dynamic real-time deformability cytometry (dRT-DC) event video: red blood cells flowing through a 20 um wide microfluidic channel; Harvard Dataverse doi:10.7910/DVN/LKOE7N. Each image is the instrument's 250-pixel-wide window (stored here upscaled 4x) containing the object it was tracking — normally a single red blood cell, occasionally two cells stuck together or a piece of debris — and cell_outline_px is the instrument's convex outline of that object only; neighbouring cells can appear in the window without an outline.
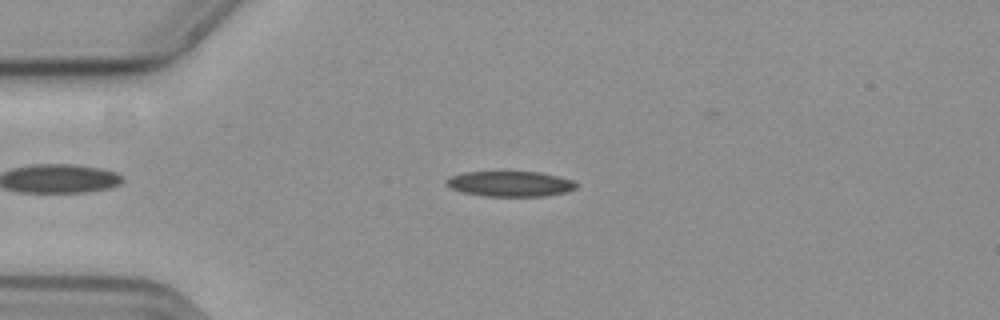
{"species": "common noctule bat (a hibernating species)", "species_latin": "Nyctalus noctula", "temperature_condition": "cold", "stored_images_in_passage": 49, "camera_frame_rate_fps": 3000, "um_per_image_px": 0.085, "animal": {"sex": "female", "body_mass_g": 19.3, "forearm_length_mm": 54.1}, "frame": {"image": 1, "passage_image": 11, "time_ms": 3.333, "image_size_px": [1000, 320], "cell_outline_px": [[576, 188], [568, 192], [548, 196], [484, 196], [460, 192], [444, 184], [444, 180], [448, 176], [464, 172], [540, 172], [572, 180], [576, 184]], "centroid_in_image_um": [43.31, 15.63], "position_along_channel_um": 41.7, "area_um2": 19.36}}
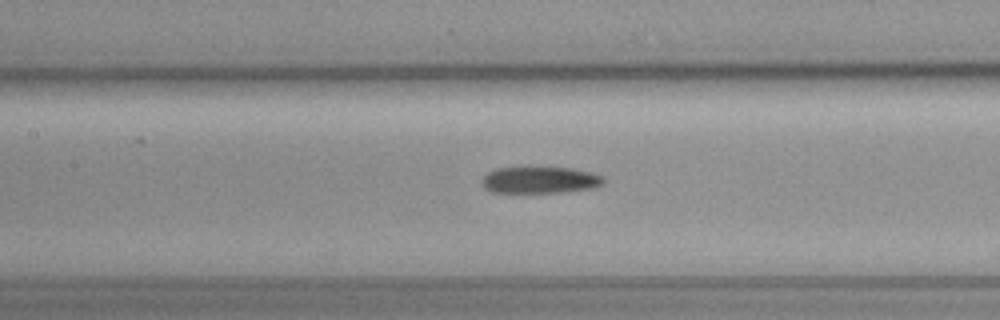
{"frame": {"image": 2, "passage_image": 23, "time_ms": 7.333, "image_size_px": [1000, 320], "cell_outline_px": [[604, 184], [592, 188], [564, 192], [492, 192], [484, 188], [480, 180], [488, 172], [496, 168], [528, 164], [536, 164], [572, 168], [592, 172], [604, 176]], "centroid_in_image_um": [45.88, 15.23], "position_along_channel_um": 161.5, "area_um2": 20.06}}
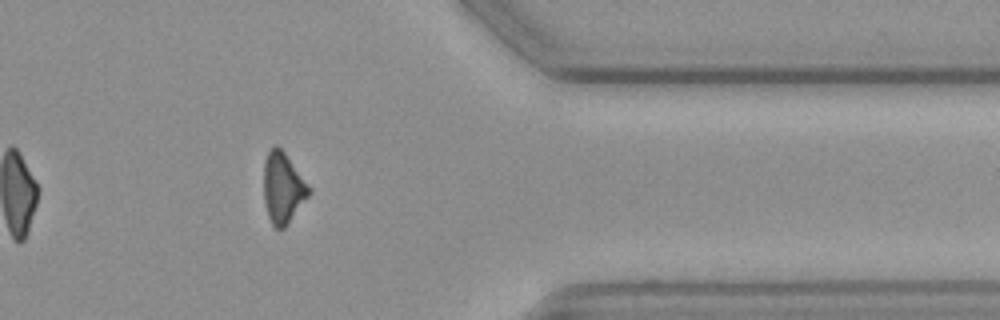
{"frame": {"image": 3, "passage_image": 43, "time_ms": 14.0, "image_size_px": [1000, 320], "cell_outline_px": [[312, 192], [284, 228], [276, 228], [272, 224], [268, 216], [264, 200], [264, 160], [268, 152], [276, 144], [284, 152], [312, 188]], "centroid_in_image_um": [24.06, 15.96], "position_along_channel_um": 387.3, "area_um2": 18.55}}